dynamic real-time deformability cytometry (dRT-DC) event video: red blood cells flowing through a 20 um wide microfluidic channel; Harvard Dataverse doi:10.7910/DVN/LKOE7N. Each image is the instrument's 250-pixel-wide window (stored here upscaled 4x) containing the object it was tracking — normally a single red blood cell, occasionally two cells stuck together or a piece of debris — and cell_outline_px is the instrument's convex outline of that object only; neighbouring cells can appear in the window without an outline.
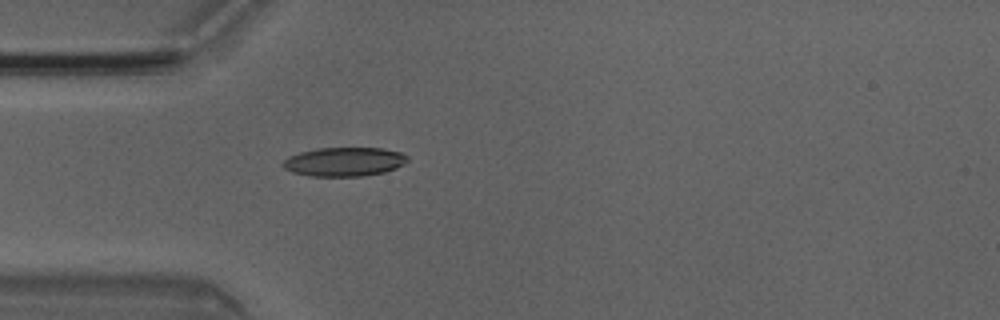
{"species": "Egyptian fruit bat (a non-hibernating species)", "species_latin": "Rousettus aegyptiacus", "temperature_condition": "room temperature", "stored_images_in_passage": 2, "camera_frame_rate_fps": 3000, "um_per_image_px": 0.085, "animal": {"sex": "male"}, "frame": {"image": 1, "passage_image": 2, "time_ms": 0.333, "image_size_px": [1000, 320], "cell_outline_px": [[408, 160], [404, 164], [396, 168], [384, 172], [364, 176], [308, 176], [292, 172], [284, 168], [284, 160], [288, 156], [300, 152], [320, 148], [384, 148], [400, 152], [408, 156]], "centroid_in_image_um": [29.28, 13.75], "position_along_channel_um": 55.7, "area_um2": 21.04}}